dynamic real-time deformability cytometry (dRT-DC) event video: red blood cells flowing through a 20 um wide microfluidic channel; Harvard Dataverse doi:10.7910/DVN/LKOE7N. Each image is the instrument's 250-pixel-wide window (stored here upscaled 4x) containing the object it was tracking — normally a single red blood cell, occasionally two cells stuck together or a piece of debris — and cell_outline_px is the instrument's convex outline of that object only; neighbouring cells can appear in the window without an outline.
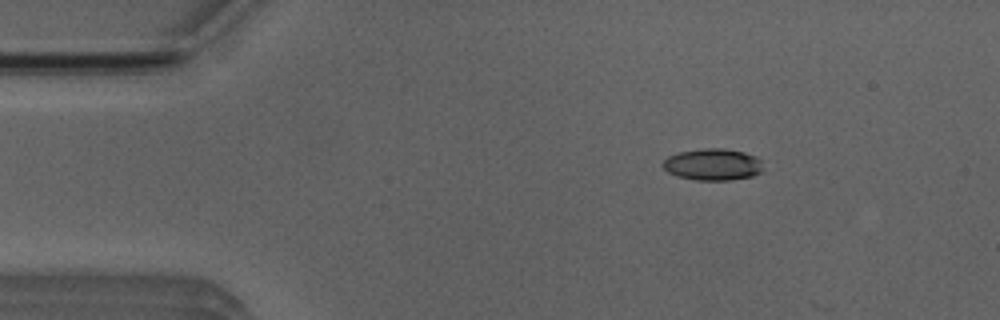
{"species": "Egyptian fruit bat (a non-hibernating species)", "species_latin": "Rousettus aegyptiacus", "temperature_condition": "room temperature", "stored_images_in_passage": 4, "camera_frame_rate_fps": 3000, "um_per_image_px": 0.085, "animal": {"sex": "male"}, "frame": {"image": 1, "passage_image": 3, "time_ms": 2.333, "image_size_px": [1000, 320], "cell_outline_px": [[760, 172], [752, 176], [732, 180], [696, 180], [676, 176], [668, 172], [660, 164], [668, 156], [680, 152], [704, 148], [724, 148], [744, 152], [756, 156], [760, 160]], "centroid_in_image_um": [60.55, 13.98], "position_along_channel_um": 24.5, "area_um2": 18.5}}